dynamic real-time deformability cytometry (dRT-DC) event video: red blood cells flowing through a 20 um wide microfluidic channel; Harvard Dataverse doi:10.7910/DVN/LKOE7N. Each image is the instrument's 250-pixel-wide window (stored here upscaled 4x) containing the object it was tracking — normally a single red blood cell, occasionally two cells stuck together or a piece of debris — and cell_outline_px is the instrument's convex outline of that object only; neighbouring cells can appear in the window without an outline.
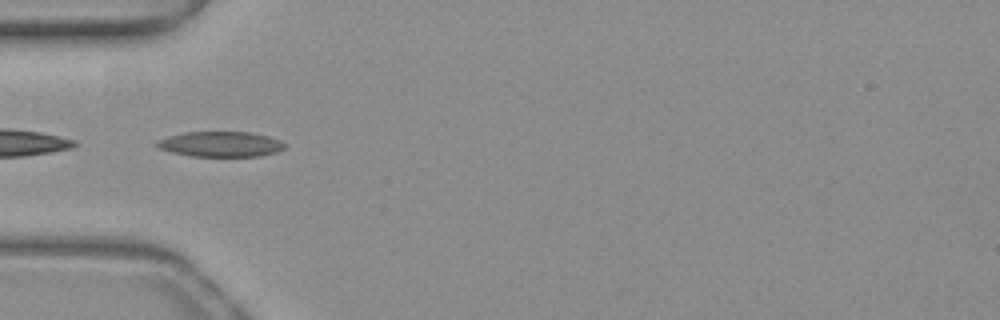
{"species": "common noctule bat (a hibernating species)", "species_latin": "Nyctalus noctula", "temperature_condition": "warm", "stored_images_in_passage": 39, "camera_frame_rate_fps": 3000, "um_per_image_px": 0.085, "animal": {"sex": "female", "body_mass_g": 19.3, "forearm_length_mm": 54.1}, "frame": {"image": 1, "passage_image": 7, "time_ms": 2.0, "image_size_px": [1000, 320], "cell_outline_px": [[284, 148], [276, 152], [260, 156], [192, 156], [168, 152], [160, 148], [156, 144], [156, 140], [168, 136], [184, 132], [248, 132], [268, 136], [280, 140], [284, 144]], "centroid_in_image_um": [18.71, 12.25], "position_along_channel_um": 66.3, "area_um2": 18.79}}
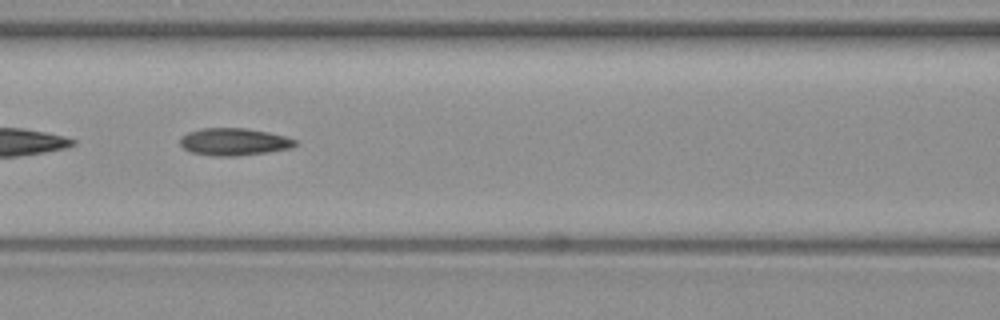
{"frame": {"image": 2, "passage_image": 13, "time_ms": 4.0, "image_size_px": [1000, 320], "cell_outline_px": [[296, 144], [292, 148], [268, 152], [236, 156], [212, 156], [192, 152], [184, 148], [180, 144], [180, 136], [188, 132], [200, 128], [248, 128], [268, 132], [284, 136], [296, 140]], "centroid_in_image_um": [19.87, 12.05], "position_along_channel_um": 146.7, "area_um2": 18.38}}
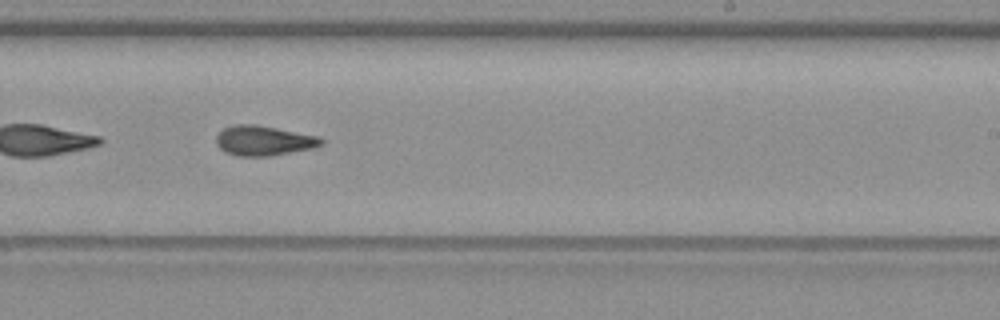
{"frame": {"image": 3, "passage_image": 22, "time_ms": 7.0, "image_size_px": [1000, 320], "cell_outline_px": [[324, 144], [312, 148], [272, 156], [236, 156], [224, 152], [216, 144], [216, 136], [224, 128], [236, 124], [256, 124], [320, 136], [324, 140]], "centroid_in_image_um": [22.42, 11.96], "position_along_channel_um": 266.6, "area_um2": 18.5}, "authors_computed_cell_mechanics": {"area_um2": 18.207, "velocity_mm_per_s": 4.0102, "shape_relaxation_time_tau1_ms": null, "shape_relaxation_time_tau2_ms": 2.5297, "deformation_change_tau1": null, "deformation_change_tau2": 0.1032}}